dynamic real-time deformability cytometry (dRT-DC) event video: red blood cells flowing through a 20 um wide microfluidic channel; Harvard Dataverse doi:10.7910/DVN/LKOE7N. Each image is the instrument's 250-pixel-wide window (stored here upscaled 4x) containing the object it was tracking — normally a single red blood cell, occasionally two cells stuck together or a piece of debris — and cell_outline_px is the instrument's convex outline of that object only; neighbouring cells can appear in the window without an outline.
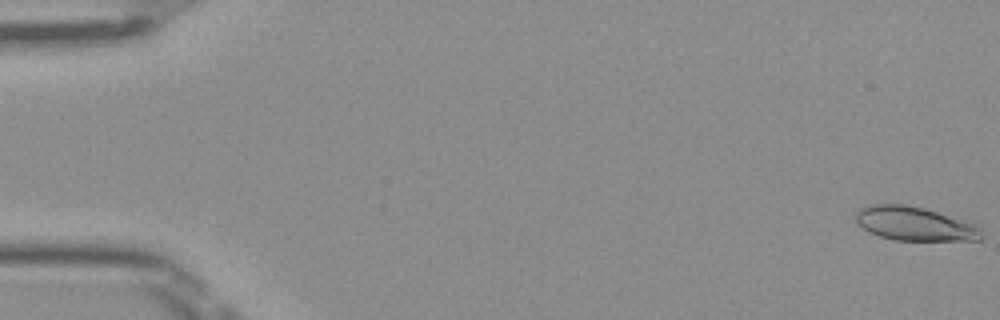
{"species": "Egyptian fruit bat (a non-hibernating species)", "species_latin": "Rousettus aegyptiacus", "temperature_condition": "room temperature", "stored_images_in_passage": 51, "camera_frame_rate_fps": 3000, "um_per_image_px": 0.085, "frame": {"image": 1, "passage_image": 1, "time_ms": 0.0, "image_size_px": [1000, 320], "cell_outline_px": [[984, 236], [980, 240], [892, 240], [868, 232], [856, 224], [852, 216], [860, 208], [868, 204], [904, 204], [924, 208], [972, 220], [980, 228]], "centroid_in_image_um": [77.76, 19.0], "position_along_channel_um": 7.2, "area_um2": 25.66}}
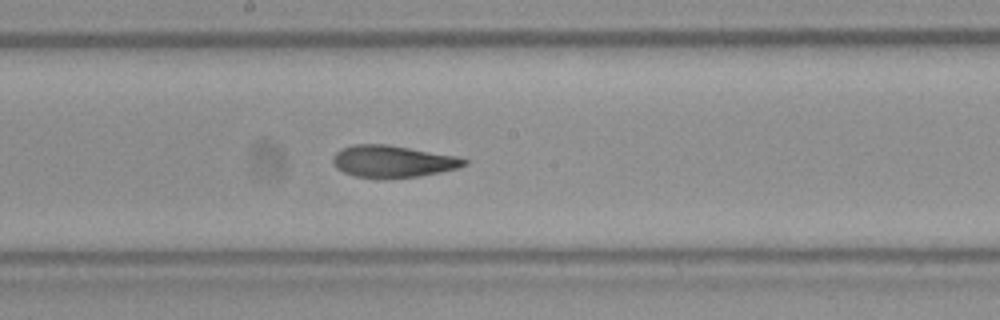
{"frame": {"image": 2, "passage_image": 28, "time_ms": 9.0, "image_size_px": [1000, 320], "cell_outline_px": [[468, 164], [456, 168], [440, 172], [420, 176], [380, 180], [376, 180], [356, 176], [344, 172], [336, 168], [332, 160], [332, 156], [336, 152], [352, 144], [388, 144], [456, 156], [468, 160]], "centroid_in_image_um": [33.36, 13.74], "position_along_channel_um": 214.8, "area_um2": 24.8}}
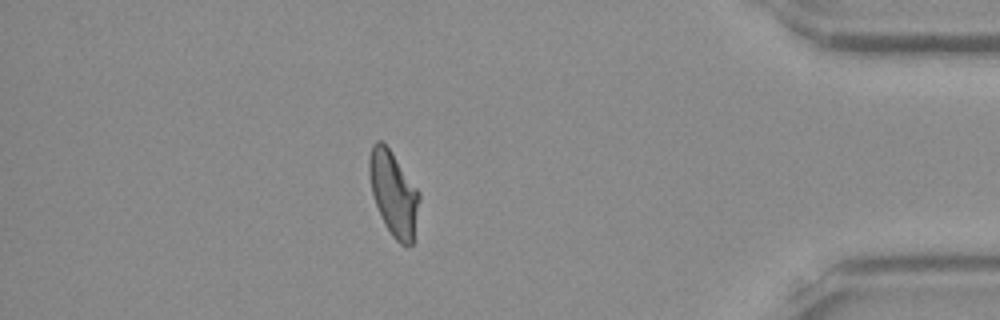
{"frame": {"image": 3, "passage_image": 45, "time_ms": 14.667, "image_size_px": [1000, 320], "cell_outline_px": [[420, 200], [412, 244], [400, 244], [392, 236], [384, 224], [376, 204], [372, 192], [368, 172], [368, 160], [372, 144], [376, 140], [380, 140], [388, 148], [420, 192]], "centroid_in_image_um": [33.44, 16.44], "position_along_channel_um": 401.8, "area_um2": 24.33}, "authors_computed_cell_mechanics": {"area_um2": 24.7962, "velocity_mm_per_s": 4.0096, "shape_relaxation_time_tau1_ms": 6.6394, "shape_relaxation_time_tau2_ms": 2.2024, "deformation_change_tau1": 0.209, "deformation_change_tau2": 0.0945}}